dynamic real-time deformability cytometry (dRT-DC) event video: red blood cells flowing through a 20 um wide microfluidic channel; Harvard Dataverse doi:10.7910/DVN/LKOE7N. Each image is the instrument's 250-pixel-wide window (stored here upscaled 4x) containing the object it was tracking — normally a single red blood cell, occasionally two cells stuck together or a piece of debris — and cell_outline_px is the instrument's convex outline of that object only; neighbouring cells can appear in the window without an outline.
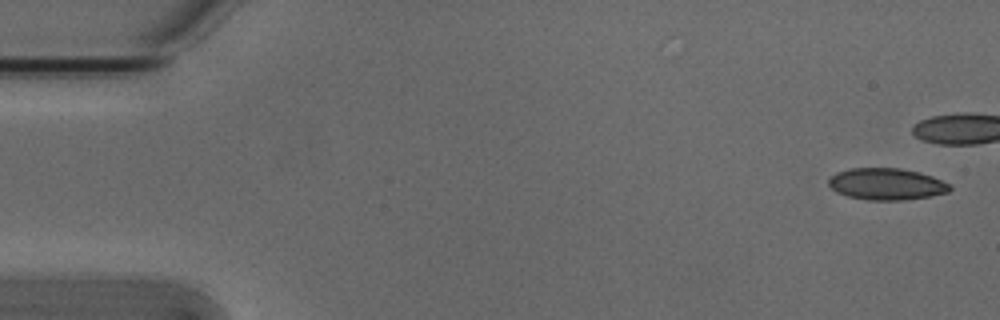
{"species": "Egyptian fruit bat (a non-hibernating species)", "species_latin": "Rousettus aegyptiacus", "temperature_condition": "cold", "stored_images_in_passage": 8, "camera_frame_rate_fps": 3000, "um_per_image_px": 0.085, "animal": {"sex": "male"}, "frame": {"image": 1, "passage_image": 1, "time_ms": 0.0, "image_size_px": [1000, 320], "cell_outline_px": [[952, 188], [948, 192], [932, 196], [904, 200], [868, 200], [848, 196], [836, 192], [828, 184], [828, 180], [836, 172], [852, 168], [900, 168], [920, 172], [932, 176], [952, 184]], "centroid_in_image_um": [75.39, 15.64], "position_along_channel_um": 9.6, "area_um2": 22.54}}